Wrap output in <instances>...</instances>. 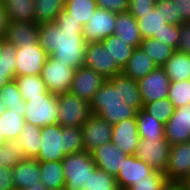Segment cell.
Instances as JSON below:
<instances>
[{"label": "cell", "mask_w": 190, "mask_h": 190, "mask_svg": "<svg viewBox=\"0 0 190 190\" xmlns=\"http://www.w3.org/2000/svg\"><path fill=\"white\" fill-rule=\"evenodd\" d=\"M39 45L56 60L77 70L84 66L87 43L83 26L63 10L55 22L38 24Z\"/></svg>", "instance_id": "1"}, {"label": "cell", "mask_w": 190, "mask_h": 190, "mask_svg": "<svg viewBox=\"0 0 190 190\" xmlns=\"http://www.w3.org/2000/svg\"><path fill=\"white\" fill-rule=\"evenodd\" d=\"M81 128L59 124L41 128V146L38 161H62L66 154L84 151Z\"/></svg>", "instance_id": "2"}, {"label": "cell", "mask_w": 190, "mask_h": 190, "mask_svg": "<svg viewBox=\"0 0 190 190\" xmlns=\"http://www.w3.org/2000/svg\"><path fill=\"white\" fill-rule=\"evenodd\" d=\"M65 190H85L88 188L90 173L96 168L91 153L82 151L66 154L62 159Z\"/></svg>", "instance_id": "3"}, {"label": "cell", "mask_w": 190, "mask_h": 190, "mask_svg": "<svg viewBox=\"0 0 190 190\" xmlns=\"http://www.w3.org/2000/svg\"><path fill=\"white\" fill-rule=\"evenodd\" d=\"M24 114L25 122L42 128L58 124V97L54 93H42L40 96L29 97Z\"/></svg>", "instance_id": "4"}, {"label": "cell", "mask_w": 190, "mask_h": 190, "mask_svg": "<svg viewBox=\"0 0 190 190\" xmlns=\"http://www.w3.org/2000/svg\"><path fill=\"white\" fill-rule=\"evenodd\" d=\"M58 124L66 127H79L92 115L90 103L70 92L57 94Z\"/></svg>", "instance_id": "5"}, {"label": "cell", "mask_w": 190, "mask_h": 190, "mask_svg": "<svg viewBox=\"0 0 190 190\" xmlns=\"http://www.w3.org/2000/svg\"><path fill=\"white\" fill-rule=\"evenodd\" d=\"M74 72L75 70L69 67L68 64L48 56L40 76L48 91L57 95L70 91Z\"/></svg>", "instance_id": "6"}, {"label": "cell", "mask_w": 190, "mask_h": 190, "mask_svg": "<svg viewBox=\"0 0 190 190\" xmlns=\"http://www.w3.org/2000/svg\"><path fill=\"white\" fill-rule=\"evenodd\" d=\"M171 144L166 139H140L134 156L143 160L154 170L165 172Z\"/></svg>", "instance_id": "7"}, {"label": "cell", "mask_w": 190, "mask_h": 190, "mask_svg": "<svg viewBox=\"0 0 190 190\" xmlns=\"http://www.w3.org/2000/svg\"><path fill=\"white\" fill-rule=\"evenodd\" d=\"M48 56L39 43L16 47L15 76L40 75Z\"/></svg>", "instance_id": "8"}, {"label": "cell", "mask_w": 190, "mask_h": 190, "mask_svg": "<svg viewBox=\"0 0 190 190\" xmlns=\"http://www.w3.org/2000/svg\"><path fill=\"white\" fill-rule=\"evenodd\" d=\"M137 82L143 105L168 98V90L171 81L162 67L157 66Z\"/></svg>", "instance_id": "9"}, {"label": "cell", "mask_w": 190, "mask_h": 190, "mask_svg": "<svg viewBox=\"0 0 190 190\" xmlns=\"http://www.w3.org/2000/svg\"><path fill=\"white\" fill-rule=\"evenodd\" d=\"M164 174L169 182L190 183V142L171 146Z\"/></svg>", "instance_id": "10"}, {"label": "cell", "mask_w": 190, "mask_h": 190, "mask_svg": "<svg viewBox=\"0 0 190 190\" xmlns=\"http://www.w3.org/2000/svg\"><path fill=\"white\" fill-rule=\"evenodd\" d=\"M84 66L93 69L105 79L122 73V70L111 59L102 42L87 43Z\"/></svg>", "instance_id": "11"}, {"label": "cell", "mask_w": 190, "mask_h": 190, "mask_svg": "<svg viewBox=\"0 0 190 190\" xmlns=\"http://www.w3.org/2000/svg\"><path fill=\"white\" fill-rule=\"evenodd\" d=\"M117 13L98 8L87 24L83 26V36L86 43L102 42L114 34Z\"/></svg>", "instance_id": "12"}, {"label": "cell", "mask_w": 190, "mask_h": 190, "mask_svg": "<svg viewBox=\"0 0 190 190\" xmlns=\"http://www.w3.org/2000/svg\"><path fill=\"white\" fill-rule=\"evenodd\" d=\"M106 80L93 69L82 66L75 70L69 92L90 103Z\"/></svg>", "instance_id": "13"}, {"label": "cell", "mask_w": 190, "mask_h": 190, "mask_svg": "<svg viewBox=\"0 0 190 190\" xmlns=\"http://www.w3.org/2000/svg\"><path fill=\"white\" fill-rule=\"evenodd\" d=\"M113 125L97 115H91L81 126L85 151L91 153L111 141Z\"/></svg>", "instance_id": "14"}, {"label": "cell", "mask_w": 190, "mask_h": 190, "mask_svg": "<svg viewBox=\"0 0 190 190\" xmlns=\"http://www.w3.org/2000/svg\"><path fill=\"white\" fill-rule=\"evenodd\" d=\"M165 139L172 145L190 142V103L175 108L164 127Z\"/></svg>", "instance_id": "15"}, {"label": "cell", "mask_w": 190, "mask_h": 190, "mask_svg": "<svg viewBox=\"0 0 190 190\" xmlns=\"http://www.w3.org/2000/svg\"><path fill=\"white\" fill-rule=\"evenodd\" d=\"M140 139L136 117L122 120L112 127L111 142L128 155L135 154Z\"/></svg>", "instance_id": "16"}, {"label": "cell", "mask_w": 190, "mask_h": 190, "mask_svg": "<svg viewBox=\"0 0 190 190\" xmlns=\"http://www.w3.org/2000/svg\"><path fill=\"white\" fill-rule=\"evenodd\" d=\"M91 156L98 169L116 177L128 154L122 152L116 144L110 141L94 149Z\"/></svg>", "instance_id": "17"}, {"label": "cell", "mask_w": 190, "mask_h": 190, "mask_svg": "<svg viewBox=\"0 0 190 190\" xmlns=\"http://www.w3.org/2000/svg\"><path fill=\"white\" fill-rule=\"evenodd\" d=\"M153 171L154 169L143 160L136 158L134 155H128L115 177L118 188L128 190L135 183L146 180V177Z\"/></svg>", "instance_id": "18"}, {"label": "cell", "mask_w": 190, "mask_h": 190, "mask_svg": "<svg viewBox=\"0 0 190 190\" xmlns=\"http://www.w3.org/2000/svg\"><path fill=\"white\" fill-rule=\"evenodd\" d=\"M3 40L16 47L21 45H37L39 28L35 22L8 20Z\"/></svg>", "instance_id": "19"}, {"label": "cell", "mask_w": 190, "mask_h": 190, "mask_svg": "<svg viewBox=\"0 0 190 190\" xmlns=\"http://www.w3.org/2000/svg\"><path fill=\"white\" fill-rule=\"evenodd\" d=\"M119 94V74L107 79L90 102V110L96 115L103 106L125 105Z\"/></svg>", "instance_id": "20"}, {"label": "cell", "mask_w": 190, "mask_h": 190, "mask_svg": "<svg viewBox=\"0 0 190 190\" xmlns=\"http://www.w3.org/2000/svg\"><path fill=\"white\" fill-rule=\"evenodd\" d=\"M40 166L37 159H24L12 168V179L15 190H23L41 182Z\"/></svg>", "instance_id": "21"}, {"label": "cell", "mask_w": 190, "mask_h": 190, "mask_svg": "<svg viewBox=\"0 0 190 190\" xmlns=\"http://www.w3.org/2000/svg\"><path fill=\"white\" fill-rule=\"evenodd\" d=\"M114 34L135 48L140 46L143 39L138 28V20L128 11L117 14Z\"/></svg>", "instance_id": "22"}, {"label": "cell", "mask_w": 190, "mask_h": 190, "mask_svg": "<svg viewBox=\"0 0 190 190\" xmlns=\"http://www.w3.org/2000/svg\"><path fill=\"white\" fill-rule=\"evenodd\" d=\"M156 67L157 65L153 62L150 56L140 47H137L134 49L126 66L122 69V73L135 81H138L139 79L144 78Z\"/></svg>", "instance_id": "23"}, {"label": "cell", "mask_w": 190, "mask_h": 190, "mask_svg": "<svg viewBox=\"0 0 190 190\" xmlns=\"http://www.w3.org/2000/svg\"><path fill=\"white\" fill-rule=\"evenodd\" d=\"M162 68L171 82L190 80V55L175 50Z\"/></svg>", "instance_id": "24"}, {"label": "cell", "mask_w": 190, "mask_h": 190, "mask_svg": "<svg viewBox=\"0 0 190 190\" xmlns=\"http://www.w3.org/2000/svg\"><path fill=\"white\" fill-rule=\"evenodd\" d=\"M136 118L141 139H165V124L148 114L143 108L137 111Z\"/></svg>", "instance_id": "25"}, {"label": "cell", "mask_w": 190, "mask_h": 190, "mask_svg": "<svg viewBox=\"0 0 190 190\" xmlns=\"http://www.w3.org/2000/svg\"><path fill=\"white\" fill-rule=\"evenodd\" d=\"M41 183L48 189L65 186V177L61 161H39Z\"/></svg>", "instance_id": "26"}, {"label": "cell", "mask_w": 190, "mask_h": 190, "mask_svg": "<svg viewBox=\"0 0 190 190\" xmlns=\"http://www.w3.org/2000/svg\"><path fill=\"white\" fill-rule=\"evenodd\" d=\"M24 114L25 111L6 109L0 115V132L4 141L17 139L25 124Z\"/></svg>", "instance_id": "27"}, {"label": "cell", "mask_w": 190, "mask_h": 190, "mask_svg": "<svg viewBox=\"0 0 190 190\" xmlns=\"http://www.w3.org/2000/svg\"><path fill=\"white\" fill-rule=\"evenodd\" d=\"M102 43L105 49L108 50L111 59H113L117 66L122 70L132 56L135 47L120 40L115 34L103 39Z\"/></svg>", "instance_id": "28"}, {"label": "cell", "mask_w": 190, "mask_h": 190, "mask_svg": "<svg viewBox=\"0 0 190 190\" xmlns=\"http://www.w3.org/2000/svg\"><path fill=\"white\" fill-rule=\"evenodd\" d=\"M163 18L161 10L156 7L152 11L140 14L138 28L142 38H153L154 35H158L167 24Z\"/></svg>", "instance_id": "29"}, {"label": "cell", "mask_w": 190, "mask_h": 190, "mask_svg": "<svg viewBox=\"0 0 190 190\" xmlns=\"http://www.w3.org/2000/svg\"><path fill=\"white\" fill-rule=\"evenodd\" d=\"M65 9V0H34L35 23L55 22Z\"/></svg>", "instance_id": "30"}, {"label": "cell", "mask_w": 190, "mask_h": 190, "mask_svg": "<svg viewBox=\"0 0 190 190\" xmlns=\"http://www.w3.org/2000/svg\"><path fill=\"white\" fill-rule=\"evenodd\" d=\"M27 158L35 159L41 146V128L25 122L21 133L17 137Z\"/></svg>", "instance_id": "31"}, {"label": "cell", "mask_w": 190, "mask_h": 190, "mask_svg": "<svg viewBox=\"0 0 190 190\" xmlns=\"http://www.w3.org/2000/svg\"><path fill=\"white\" fill-rule=\"evenodd\" d=\"M4 6L8 20L35 22L34 0H8Z\"/></svg>", "instance_id": "32"}, {"label": "cell", "mask_w": 190, "mask_h": 190, "mask_svg": "<svg viewBox=\"0 0 190 190\" xmlns=\"http://www.w3.org/2000/svg\"><path fill=\"white\" fill-rule=\"evenodd\" d=\"M14 81L24 101L29 100V97L40 96L42 93H51L40 75L15 76Z\"/></svg>", "instance_id": "33"}, {"label": "cell", "mask_w": 190, "mask_h": 190, "mask_svg": "<svg viewBox=\"0 0 190 190\" xmlns=\"http://www.w3.org/2000/svg\"><path fill=\"white\" fill-rule=\"evenodd\" d=\"M119 94L122 101L137 111L143 108L138 82L123 73L119 74Z\"/></svg>", "instance_id": "34"}, {"label": "cell", "mask_w": 190, "mask_h": 190, "mask_svg": "<svg viewBox=\"0 0 190 190\" xmlns=\"http://www.w3.org/2000/svg\"><path fill=\"white\" fill-rule=\"evenodd\" d=\"M96 9V0H65L64 10L82 26L87 24Z\"/></svg>", "instance_id": "35"}, {"label": "cell", "mask_w": 190, "mask_h": 190, "mask_svg": "<svg viewBox=\"0 0 190 190\" xmlns=\"http://www.w3.org/2000/svg\"><path fill=\"white\" fill-rule=\"evenodd\" d=\"M139 47L160 67H162L175 51L173 48L154 38L142 39Z\"/></svg>", "instance_id": "36"}, {"label": "cell", "mask_w": 190, "mask_h": 190, "mask_svg": "<svg viewBox=\"0 0 190 190\" xmlns=\"http://www.w3.org/2000/svg\"><path fill=\"white\" fill-rule=\"evenodd\" d=\"M24 159L28 158L18 139L6 140L0 145V165L13 168Z\"/></svg>", "instance_id": "37"}, {"label": "cell", "mask_w": 190, "mask_h": 190, "mask_svg": "<svg viewBox=\"0 0 190 190\" xmlns=\"http://www.w3.org/2000/svg\"><path fill=\"white\" fill-rule=\"evenodd\" d=\"M0 98L7 109L25 111L26 102L23 100L18 86L14 80L7 82L0 90Z\"/></svg>", "instance_id": "38"}, {"label": "cell", "mask_w": 190, "mask_h": 190, "mask_svg": "<svg viewBox=\"0 0 190 190\" xmlns=\"http://www.w3.org/2000/svg\"><path fill=\"white\" fill-rule=\"evenodd\" d=\"M136 114L137 110L125 103V105L103 106L96 115L114 125L122 120L136 117Z\"/></svg>", "instance_id": "39"}, {"label": "cell", "mask_w": 190, "mask_h": 190, "mask_svg": "<svg viewBox=\"0 0 190 190\" xmlns=\"http://www.w3.org/2000/svg\"><path fill=\"white\" fill-rule=\"evenodd\" d=\"M168 99L173 103L174 108L190 103V80L171 82Z\"/></svg>", "instance_id": "40"}, {"label": "cell", "mask_w": 190, "mask_h": 190, "mask_svg": "<svg viewBox=\"0 0 190 190\" xmlns=\"http://www.w3.org/2000/svg\"><path fill=\"white\" fill-rule=\"evenodd\" d=\"M143 109L163 124L167 123L175 110L173 103L168 98L149 102L143 105Z\"/></svg>", "instance_id": "41"}, {"label": "cell", "mask_w": 190, "mask_h": 190, "mask_svg": "<svg viewBox=\"0 0 190 190\" xmlns=\"http://www.w3.org/2000/svg\"><path fill=\"white\" fill-rule=\"evenodd\" d=\"M85 190H120L116 178L97 167L90 173L88 188Z\"/></svg>", "instance_id": "42"}, {"label": "cell", "mask_w": 190, "mask_h": 190, "mask_svg": "<svg viewBox=\"0 0 190 190\" xmlns=\"http://www.w3.org/2000/svg\"><path fill=\"white\" fill-rule=\"evenodd\" d=\"M16 46L0 39V74H15Z\"/></svg>", "instance_id": "43"}, {"label": "cell", "mask_w": 190, "mask_h": 190, "mask_svg": "<svg viewBox=\"0 0 190 190\" xmlns=\"http://www.w3.org/2000/svg\"><path fill=\"white\" fill-rule=\"evenodd\" d=\"M166 183L165 174L161 171L154 170L146 177V180L135 183L128 190H162Z\"/></svg>", "instance_id": "44"}, {"label": "cell", "mask_w": 190, "mask_h": 190, "mask_svg": "<svg viewBox=\"0 0 190 190\" xmlns=\"http://www.w3.org/2000/svg\"><path fill=\"white\" fill-rule=\"evenodd\" d=\"M180 25L166 24L165 28L158 34L154 35V39L159 40L163 44L177 50L179 45Z\"/></svg>", "instance_id": "45"}, {"label": "cell", "mask_w": 190, "mask_h": 190, "mask_svg": "<svg viewBox=\"0 0 190 190\" xmlns=\"http://www.w3.org/2000/svg\"><path fill=\"white\" fill-rule=\"evenodd\" d=\"M156 8L161 10L163 19L171 25H181L184 21L180 16H176V2L173 0H160L156 3Z\"/></svg>", "instance_id": "46"}, {"label": "cell", "mask_w": 190, "mask_h": 190, "mask_svg": "<svg viewBox=\"0 0 190 190\" xmlns=\"http://www.w3.org/2000/svg\"><path fill=\"white\" fill-rule=\"evenodd\" d=\"M156 3V0H128V12L138 20L140 14L152 11Z\"/></svg>", "instance_id": "47"}, {"label": "cell", "mask_w": 190, "mask_h": 190, "mask_svg": "<svg viewBox=\"0 0 190 190\" xmlns=\"http://www.w3.org/2000/svg\"><path fill=\"white\" fill-rule=\"evenodd\" d=\"M97 7L114 13L128 11V0H96Z\"/></svg>", "instance_id": "48"}, {"label": "cell", "mask_w": 190, "mask_h": 190, "mask_svg": "<svg viewBox=\"0 0 190 190\" xmlns=\"http://www.w3.org/2000/svg\"><path fill=\"white\" fill-rule=\"evenodd\" d=\"M177 50L190 55V22H183L180 25L179 45Z\"/></svg>", "instance_id": "49"}, {"label": "cell", "mask_w": 190, "mask_h": 190, "mask_svg": "<svg viewBox=\"0 0 190 190\" xmlns=\"http://www.w3.org/2000/svg\"><path fill=\"white\" fill-rule=\"evenodd\" d=\"M0 190H15L12 168L0 165Z\"/></svg>", "instance_id": "50"}, {"label": "cell", "mask_w": 190, "mask_h": 190, "mask_svg": "<svg viewBox=\"0 0 190 190\" xmlns=\"http://www.w3.org/2000/svg\"><path fill=\"white\" fill-rule=\"evenodd\" d=\"M176 2V16L184 22H190V0H173Z\"/></svg>", "instance_id": "51"}, {"label": "cell", "mask_w": 190, "mask_h": 190, "mask_svg": "<svg viewBox=\"0 0 190 190\" xmlns=\"http://www.w3.org/2000/svg\"><path fill=\"white\" fill-rule=\"evenodd\" d=\"M162 190H190V184L186 182H169L163 186Z\"/></svg>", "instance_id": "52"}, {"label": "cell", "mask_w": 190, "mask_h": 190, "mask_svg": "<svg viewBox=\"0 0 190 190\" xmlns=\"http://www.w3.org/2000/svg\"><path fill=\"white\" fill-rule=\"evenodd\" d=\"M8 23L4 4H0V39H3Z\"/></svg>", "instance_id": "53"}, {"label": "cell", "mask_w": 190, "mask_h": 190, "mask_svg": "<svg viewBox=\"0 0 190 190\" xmlns=\"http://www.w3.org/2000/svg\"><path fill=\"white\" fill-rule=\"evenodd\" d=\"M15 74H0V90L9 81L14 80Z\"/></svg>", "instance_id": "54"}, {"label": "cell", "mask_w": 190, "mask_h": 190, "mask_svg": "<svg viewBox=\"0 0 190 190\" xmlns=\"http://www.w3.org/2000/svg\"><path fill=\"white\" fill-rule=\"evenodd\" d=\"M23 190H48L41 182H38V185H31Z\"/></svg>", "instance_id": "55"}, {"label": "cell", "mask_w": 190, "mask_h": 190, "mask_svg": "<svg viewBox=\"0 0 190 190\" xmlns=\"http://www.w3.org/2000/svg\"><path fill=\"white\" fill-rule=\"evenodd\" d=\"M7 109V107L4 105V103L1 101L0 98V115Z\"/></svg>", "instance_id": "56"}, {"label": "cell", "mask_w": 190, "mask_h": 190, "mask_svg": "<svg viewBox=\"0 0 190 190\" xmlns=\"http://www.w3.org/2000/svg\"><path fill=\"white\" fill-rule=\"evenodd\" d=\"M1 144H4V138H3L2 133L0 132V145H1Z\"/></svg>", "instance_id": "57"}, {"label": "cell", "mask_w": 190, "mask_h": 190, "mask_svg": "<svg viewBox=\"0 0 190 190\" xmlns=\"http://www.w3.org/2000/svg\"><path fill=\"white\" fill-rule=\"evenodd\" d=\"M2 4H4L5 2H7L8 0H0Z\"/></svg>", "instance_id": "58"}, {"label": "cell", "mask_w": 190, "mask_h": 190, "mask_svg": "<svg viewBox=\"0 0 190 190\" xmlns=\"http://www.w3.org/2000/svg\"><path fill=\"white\" fill-rule=\"evenodd\" d=\"M51 190H65L64 188H59V189H51Z\"/></svg>", "instance_id": "59"}]
</instances>
